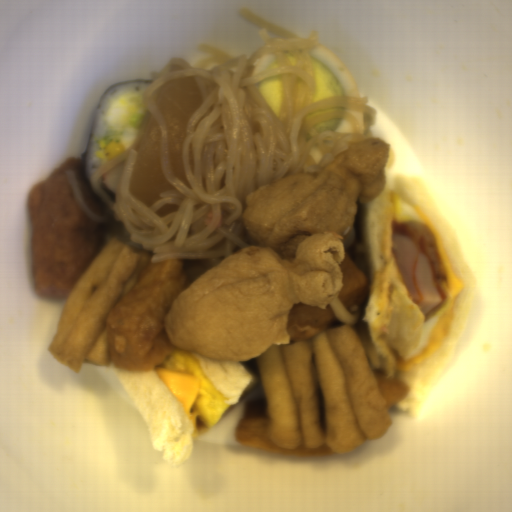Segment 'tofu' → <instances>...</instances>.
<instances>
[{
  "label": "tofu",
  "instance_id": "1",
  "mask_svg": "<svg viewBox=\"0 0 512 512\" xmlns=\"http://www.w3.org/2000/svg\"><path fill=\"white\" fill-rule=\"evenodd\" d=\"M324 308L294 303L289 344L256 356L265 399L243 400L234 438L242 447L300 457L349 453L380 439L408 383L376 373L352 325Z\"/></svg>",
  "mask_w": 512,
  "mask_h": 512
},
{
  "label": "tofu",
  "instance_id": "2",
  "mask_svg": "<svg viewBox=\"0 0 512 512\" xmlns=\"http://www.w3.org/2000/svg\"><path fill=\"white\" fill-rule=\"evenodd\" d=\"M151 258L152 250L109 239L71 288L47 352L78 375L85 362L138 372L161 365L177 349L165 314L193 280L182 258Z\"/></svg>",
  "mask_w": 512,
  "mask_h": 512
},
{
  "label": "tofu",
  "instance_id": "3",
  "mask_svg": "<svg viewBox=\"0 0 512 512\" xmlns=\"http://www.w3.org/2000/svg\"><path fill=\"white\" fill-rule=\"evenodd\" d=\"M345 251V259L339 265L343 273V285L337 294L338 301L351 313L354 306H362L370 296V280L352 261Z\"/></svg>",
  "mask_w": 512,
  "mask_h": 512
}]
</instances>
